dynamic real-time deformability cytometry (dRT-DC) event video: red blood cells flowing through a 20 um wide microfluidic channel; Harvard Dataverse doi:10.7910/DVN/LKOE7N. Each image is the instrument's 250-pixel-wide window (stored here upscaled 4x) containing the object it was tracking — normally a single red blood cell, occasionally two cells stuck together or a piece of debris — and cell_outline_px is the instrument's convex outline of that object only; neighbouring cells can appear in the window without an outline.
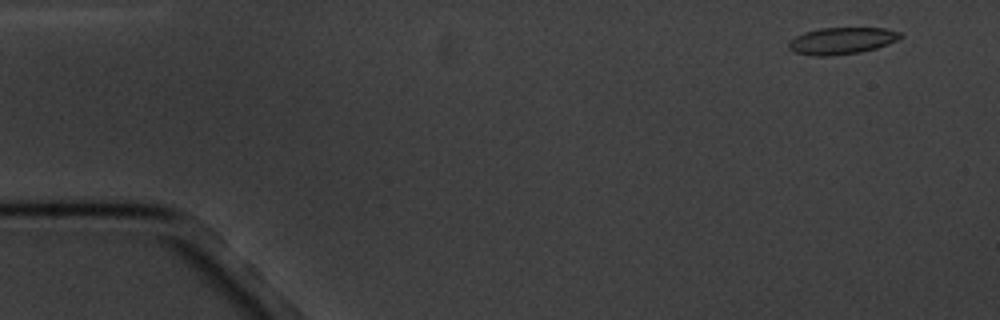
{"species": "common noctule bat (a hibernating species)", "species_latin": "Nyctalus noctula", "temperature_condition": "cold", "stored_images_in_passage": 5, "camera_frame_rate_fps": 3000, "um_per_image_px": 0.085, "animal": {"sex": "male", "body_mass_g": 20.1, "forearm_length_mm": 53.5}, "frame": {"image": 1, "passage_image": 2, "time_ms": 1.0, "image_size_px": [1000, 320], "cell_outline_px": [[904, 36], [888, 44], [876, 48], [860, 52], [828, 56], [816, 56], [796, 52], [788, 48], [788, 40], [804, 32], [820, 28], [884, 28], [900, 32]], "centroid_in_image_um": [71.54, 3.46], "position_along_channel_um": 13.5, "area_um2": 17.4}}
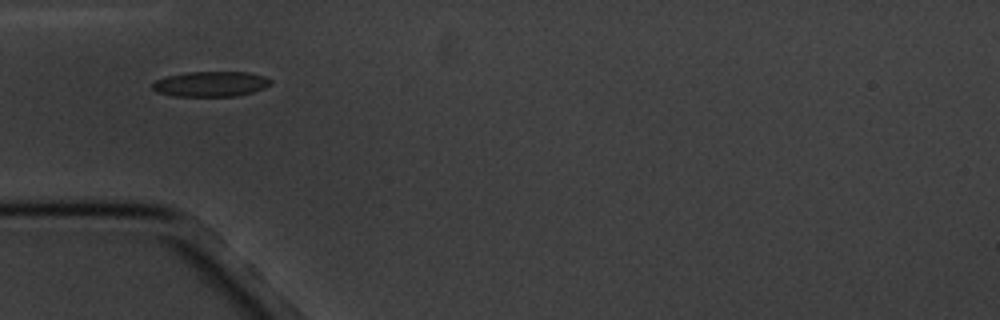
{"frame": {"image": 2, "passage_image": 5, "time_ms": 5.667, "image_size_px": [1000, 320], "cell_outline_px": [[272, 84], [264, 88], [252, 92], [236, 96], [172, 96], [156, 92], [152, 88], [152, 84], [156, 80], [164, 76], [188, 72], [248, 72], [264, 76], [272, 80]], "centroid_in_image_um": [17.9, 7.14], "position_along_channel_um": 67.1, "area_um2": 17.51}}